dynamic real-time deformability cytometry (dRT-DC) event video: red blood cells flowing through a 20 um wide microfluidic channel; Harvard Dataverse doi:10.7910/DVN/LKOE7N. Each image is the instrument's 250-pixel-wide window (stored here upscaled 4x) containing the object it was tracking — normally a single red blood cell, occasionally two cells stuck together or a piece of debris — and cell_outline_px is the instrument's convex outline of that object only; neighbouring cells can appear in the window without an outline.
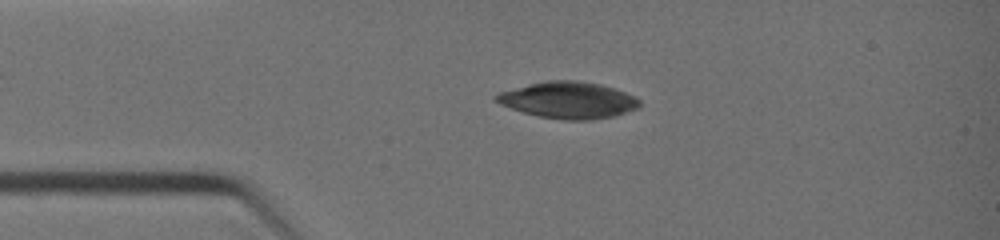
{"species": "common noctule bat (a hibernating species)", "species_latin": "Nyctalus noctula", "temperature_condition": "warm", "stored_images_in_passage": 40, "camera_frame_rate_fps": 3000, "um_per_image_px": 0.085, "animal": {"sex": "female", "body_mass_g": 19.0, "forearm_length_mm": 51.5}, "frame": {"image": 1, "passage_image": 8, "time_ms": 2.333, "image_size_px": [1000, 240], "cell_outline_px": [[640, 108], [612, 116], [592, 120], [564, 120], [540, 116], [524, 112], [500, 104], [492, 100], [492, 96], [496, 92], [544, 80], [576, 80], [600, 84], [616, 88], [636, 96], [640, 100]], "centroid_in_image_um": [48.29, 8.49], "position_along_channel_um": 36.7, "area_um2": 30.92}}
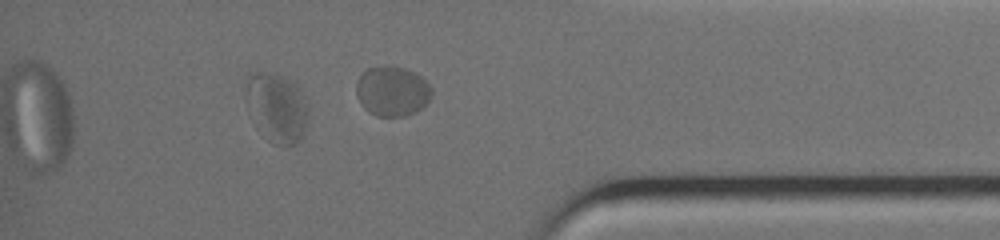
{"frame": {"image": 2, "passage_image": 35, "time_ms": 11.333, "image_size_px": [1000, 240], "cell_outline_px": [[308, 112], [304, 128], [296, 144], [288, 148], [276, 144], [268, 140], [244, 96], [244, 92], [248, 76], [252, 72], [268, 72], [292, 80], [300, 88], [308, 104]], "centroid_in_image_um": [23.56, 9.09], "position_along_channel_um": 411.6, "area_um2": 24.62}}